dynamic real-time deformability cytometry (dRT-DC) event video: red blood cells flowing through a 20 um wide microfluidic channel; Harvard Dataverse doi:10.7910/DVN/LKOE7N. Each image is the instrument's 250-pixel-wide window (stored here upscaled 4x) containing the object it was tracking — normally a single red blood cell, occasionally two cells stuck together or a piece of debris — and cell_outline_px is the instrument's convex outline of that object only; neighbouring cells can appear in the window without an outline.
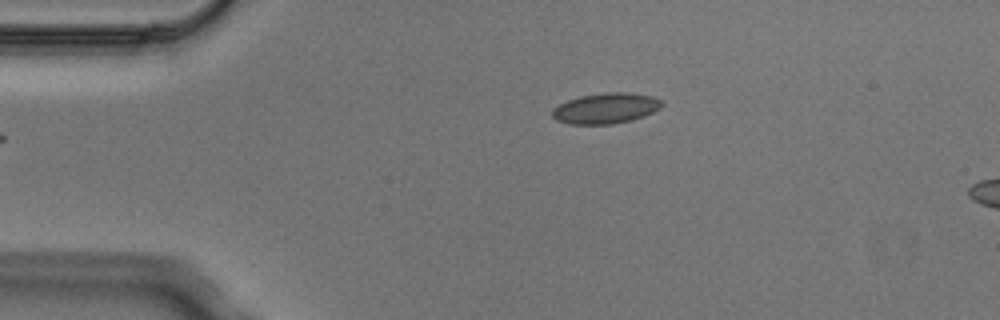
{"species": "Egyptian fruit bat (a non-hibernating species)", "species_latin": "Rousettus aegyptiacus", "temperature_condition": "cold", "stored_images_in_passage": 3, "segment_of_instrument_passage": [1, 2], "camera_frame_rate_fps": 3000, "um_per_image_px": 0.085, "animal": {"sex": "male"}, "frame": {"image": 1, "passage_image": 1, "time_ms": 0.0, "image_size_px": [1000, 320], "cell_outline_px": [[664, 104], [660, 108], [644, 116], [632, 120], [612, 124], [568, 124], [556, 120], [552, 116], [552, 112], [560, 104], [568, 100], [580, 96], [604, 92], [628, 92], [652, 96], [660, 100]], "centroid_in_image_um": [51.51, 9.2], "position_along_channel_um": 33.5, "area_um2": 19.48}}